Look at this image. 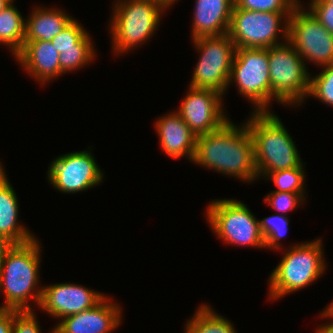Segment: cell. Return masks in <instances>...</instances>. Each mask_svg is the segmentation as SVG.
Instances as JSON below:
<instances>
[{
  "mask_svg": "<svg viewBox=\"0 0 333 333\" xmlns=\"http://www.w3.org/2000/svg\"><path fill=\"white\" fill-rule=\"evenodd\" d=\"M192 163L249 184L258 180L251 133L242 121H227L214 132L196 137Z\"/></svg>",
  "mask_w": 333,
  "mask_h": 333,
  "instance_id": "obj_1",
  "label": "cell"
},
{
  "mask_svg": "<svg viewBox=\"0 0 333 333\" xmlns=\"http://www.w3.org/2000/svg\"><path fill=\"white\" fill-rule=\"evenodd\" d=\"M41 248V241L35 237L7 250L0 262V295L5 299L0 308L23 311L39 306L43 288L39 275Z\"/></svg>",
  "mask_w": 333,
  "mask_h": 333,
  "instance_id": "obj_2",
  "label": "cell"
},
{
  "mask_svg": "<svg viewBox=\"0 0 333 333\" xmlns=\"http://www.w3.org/2000/svg\"><path fill=\"white\" fill-rule=\"evenodd\" d=\"M249 114L243 122L253 139L258 180L271 172L305 167L296 142L276 113L264 111Z\"/></svg>",
  "mask_w": 333,
  "mask_h": 333,
  "instance_id": "obj_3",
  "label": "cell"
},
{
  "mask_svg": "<svg viewBox=\"0 0 333 333\" xmlns=\"http://www.w3.org/2000/svg\"><path fill=\"white\" fill-rule=\"evenodd\" d=\"M322 238L291 244L283 250L278 265L268 276V294L270 301L300 291L312 285L325 275L327 262Z\"/></svg>",
  "mask_w": 333,
  "mask_h": 333,
  "instance_id": "obj_4",
  "label": "cell"
},
{
  "mask_svg": "<svg viewBox=\"0 0 333 333\" xmlns=\"http://www.w3.org/2000/svg\"><path fill=\"white\" fill-rule=\"evenodd\" d=\"M114 1L107 29L111 35V49L118 57L147 44L158 31L166 10L153 0Z\"/></svg>",
  "mask_w": 333,
  "mask_h": 333,
  "instance_id": "obj_5",
  "label": "cell"
},
{
  "mask_svg": "<svg viewBox=\"0 0 333 333\" xmlns=\"http://www.w3.org/2000/svg\"><path fill=\"white\" fill-rule=\"evenodd\" d=\"M271 104L300 107L308 99L310 75L304 60L293 45L286 42L268 48Z\"/></svg>",
  "mask_w": 333,
  "mask_h": 333,
  "instance_id": "obj_6",
  "label": "cell"
},
{
  "mask_svg": "<svg viewBox=\"0 0 333 333\" xmlns=\"http://www.w3.org/2000/svg\"><path fill=\"white\" fill-rule=\"evenodd\" d=\"M205 209V219L212 233L225 245L265 249L259 219L243 201L217 198Z\"/></svg>",
  "mask_w": 333,
  "mask_h": 333,
  "instance_id": "obj_7",
  "label": "cell"
},
{
  "mask_svg": "<svg viewBox=\"0 0 333 333\" xmlns=\"http://www.w3.org/2000/svg\"><path fill=\"white\" fill-rule=\"evenodd\" d=\"M191 41L195 48L194 52L199 55L188 86L227 94L236 52V46L228 33L199 37Z\"/></svg>",
  "mask_w": 333,
  "mask_h": 333,
  "instance_id": "obj_8",
  "label": "cell"
},
{
  "mask_svg": "<svg viewBox=\"0 0 333 333\" xmlns=\"http://www.w3.org/2000/svg\"><path fill=\"white\" fill-rule=\"evenodd\" d=\"M233 83L252 104V112L272 111L268 48L236 49L228 89Z\"/></svg>",
  "mask_w": 333,
  "mask_h": 333,
  "instance_id": "obj_9",
  "label": "cell"
},
{
  "mask_svg": "<svg viewBox=\"0 0 333 333\" xmlns=\"http://www.w3.org/2000/svg\"><path fill=\"white\" fill-rule=\"evenodd\" d=\"M291 14L233 7L228 35L236 49L271 48L288 40V19Z\"/></svg>",
  "mask_w": 333,
  "mask_h": 333,
  "instance_id": "obj_10",
  "label": "cell"
},
{
  "mask_svg": "<svg viewBox=\"0 0 333 333\" xmlns=\"http://www.w3.org/2000/svg\"><path fill=\"white\" fill-rule=\"evenodd\" d=\"M303 3L300 1L288 19V41L306 66L308 62L317 68L333 64V34L305 9Z\"/></svg>",
  "mask_w": 333,
  "mask_h": 333,
  "instance_id": "obj_11",
  "label": "cell"
},
{
  "mask_svg": "<svg viewBox=\"0 0 333 333\" xmlns=\"http://www.w3.org/2000/svg\"><path fill=\"white\" fill-rule=\"evenodd\" d=\"M90 146L56 156L48 165L47 180L52 188L64 194L86 192L98 187L104 179Z\"/></svg>",
  "mask_w": 333,
  "mask_h": 333,
  "instance_id": "obj_12",
  "label": "cell"
},
{
  "mask_svg": "<svg viewBox=\"0 0 333 333\" xmlns=\"http://www.w3.org/2000/svg\"><path fill=\"white\" fill-rule=\"evenodd\" d=\"M188 88L176 111L196 137L216 131L230 120L223 94L212 89Z\"/></svg>",
  "mask_w": 333,
  "mask_h": 333,
  "instance_id": "obj_13",
  "label": "cell"
},
{
  "mask_svg": "<svg viewBox=\"0 0 333 333\" xmlns=\"http://www.w3.org/2000/svg\"><path fill=\"white\" fill-rule=\"evenodd\" d=\"M106 296L105 293L81 284L70 282L46 284L42 288L38 308L60 321L67 316L92 309Z\"/></svg>",
  "mask_w": 333,
  "mask_h": 333,
  "instance_id": "obj_14",
  "label": "cell"
},
{
  "mask_svg": "<svg viewBox=\"0 0 333 333\" xmlns=\"http://www.w3.org/2000/svg\"><path fill=\"white\" fill-rule=\"evenodd\" d=\"M106 296L92 309L61 319L48 333H111L122 324L123 309Z\"/></svg>",
  "mask_w": 333,
  "mask_h": 333,
  "instance_id": "obj_15",
  "label": "cell"
},
{
  "mask_svg": "<svg viewBox=\"0 0 333 333\" xmlns=\"http://www.w3.org/2000/svg\"><path fill=\"white\" fill-rule=\"evenodd\" d=\"M14 59L41 86L65 75L60 69L59 52L51 41H24L23 48Z\"/></svg>",
  "mask_w": 333,
  "mask_h": 333,
  "instance_id": "obj_16",
  "label": "cell"
},
{
  "mask_svg": "<svg viewBox=\"0 0 333 333\" xmlns=\"http://www.w3.org/2000/svg\"><path fill=\"white\" fill-rule=\"evenodd\" d=\"M154 123L159 146L162 152L170 158H184L192 162L196 135L189 129L179 113L174 110L162 115Z\"/></svg>",
  "mask_w": 333,
  "mask_h": 333,
  "instance_id": "obj_17",
  "label": "cell"
},
{
  "mask_svg": "<svg viewBox=\"0 0 333 333\" xmlns=\"http://www.w3.org/2000/svg\"><path fill=\"white\" fill-rule=\"evenodd\" d=\"M234 0H195L191 40L228 33Z\"/></svg>",
  "mask_w": 333,
  "mask_h": 333,
  "instance_id": "obj_18",
  "label": "cell"
},
{
  "mask_svg": "<svg viewBox=\"0 0 333 333\" xmlns=\"http://www.w3.org/2000/svg\"><path fill=\"white\" fill-rule=\"evenodd\" d=\"M5 170L0 161V235L12 244L27 243L36 236L18 220L20 216L18 196Z\"/></svg>",
  "mask_w": 333,
  "mask_h": 333,
  "instance_id": "obj_19",
  "label": "cell"
},
{
  "mask_svg": "<svg viewBox=\"0 0 333 333\" xmlns=\"http://www.w3.org/2000/svg\"><path fill=\"white\" fill-rule=\"evenodd\" d=\"M30 14L25 18L24 41H51L73 19L65 10L52 6H33Z\"/></svg>",
  "mask_w": 333,
  "mask_h": 333,
  "instance_id": "obj_20",
  "label": "cell"
},
{
  "mask_svg": "<svg viewBox=\"0 0 333 333\" xmlns=\"http://www.w3.org/2000/svg\"><path fill=\"white\" fill-rule=\"evenodd\" d=\"M218 314L209 304H200L184 324L183 333H237L232 321Z\"/></svg>",
  "mask_w": 333,
  "mask_h": 333,
  "instance_id": "obj_21",
  "label": "cell"
},
{
  "mask_svg": "<svg viewBox=\"0 0 333 333\" xmlns=\"http://www.w3.org/2000/svg\"><path fill=\"white\" fill-rule=\"evenodd\" d=\"M14 1L0 13V45H5L14 57L21 51L25 38V18Z\"/></svg>",
  "mask_w": 333,
  "mask_h": 333,
  "instance_id": "obj_22",
  "label": "cell"
},
{
  "mask_svg": "<svg viewBox=\"0 0 333 333\" xmlns=\"http://www.w3.org/2000/svg\"><path fill=\"white\" fill-rule=\"evenodd\" d=\"M92 35L74 18L51 42L59 54L68 49H95Z\"/></svg>",
  "mask_w": 333,
  "mask_h": 333,
  "instance_id": "obj_23",
  "label": "cell"
},
{
  "mask_svg": "<svg viewBox=\"0 0 333 333\" xmlns=\"http://www.w3.org/2000/svg\"><path fill=\"white\" fill-rule=\"evenodd\" d=\"M289 217L284 214L275 213L271 216L262 218L259 220L261 234L264 238L265 249L281 250L284 247L281 245V241L288 233L289 229Z\"/></svg>",
  "mask_w": 333,
  "mask_h": 333,
  "instance_id": "obj_24",
  "label": "cell"
},
{
  "mask_svg": "<svg viewBox=\"0 0 333 333\" xmlns=\"http://www.w3.org/2000/svg\"><path fill=\"white\" fill-rule=\"evenodd\" d=\"M305 167L279 170L267 174L263 180H271L279 192L307 193Z\"/></svg>",
  "mask_w": 333,
  "mask_h": 333,
  "instance_id": "obj_25",
  "label": "cell"
},
{
  "mask_svg": "<svg viewBox=\"0 0 333 333\" xmlns=\"http://www.w3.org/2000/svg\"><path fill=\"white\" fill-rule=\"evenodd\" d=\"M320 69L318 74L310 75L308 98L311 96L333 108V64Z\"/></svg>",
  "mask_w": 333,
  "mask_h": 333,
  "instance_id": "obj_26",
  "label": "cell"
},
{
  "mask_svg": "<svg viewBox=\"0 0 333 333\" xmlns=\"http://www.w3.org/2000/svg\"><path fill=\"white\" fill-rule=\"evenodd\" d=\"M307 193H290V192H279L270 191L268 195L264 196V203H267L271 209L276 211L275 213L288 215L287 212L303 207L306 205L305 201ZM304 203V204H303Z\"/></svg>",
  "mask_w": 333,
  "mask_h": 333,
  "instance_id": "obj_27",
  "label": "cell"
},
{
  "mask_svg": "<svg viewBox=\"0 0 333 333\" xmlns=\"http://www.w3.org/2000/svg\"><path fill=\"white\" fill-rule=\"evenodd\" d=\"M301 0H234V7L256 12L292 13Z\"/></svg>",
  "mask_w": 333,
  "mask_h": 333,
  "instance_id": "obj_28",
  "label": "cell"
},
{
  "mask_svg": "<svg viewBox=\"0 0 333 333\" xmlns=\"http://www.w3.org/2000/svg\"><path fill=\"white\" fill-rule=\"evenodd\" d=\"M96 51V49L62 50V53L59 54L61 71L65 74L79 71L86 65L89 67V64L93 63L97 57Z\"/></svg>",
  "mask_w": 333,
  "mask_h": 333,
  "instance_id": "obj_29",
  "label": "cell"
},
{
  "mask_svg": "<svg viewBox=\"0 0 333 333\" xmlns=\"http://www.w3.org/2000/svg\"><path fill=\"white\" fill-rule=\"evenodd\" d=\"M35 312V310L14 309L11 333H43Z\"/></svg>",
  "mask_w": 333,
  "mask_h": 333,
  "instance_id": "obj_30",
  "label": "cell"
},
{
  "mask_svg": "<svg viewBox=\"0 0 333 333\" xmlns=\"http://www.w3.org/2000/svg\"><path fill=\"white\" fill-rule=\"evenodd\" d=\"M314 17L333 34V3L325 1H310L304 4Z\"/></svg>",
  "mask_w": 333,
  "mask_h": 333,
  "instance_id": "obj_31",
  "label": "cell"
},
{
  "mask_svg": "<svg viewBox=\"0 0 333 333\" xmlns=\"http://www.w3.org/2000/svg\"><path fill=\"white\" fill-rule=\"evenodd\" d=\"M14 309L0 308V333H11Z\"/></svg>",
  "mask_w": 333,
  "mask_h": 333,
  "instance_id": "obj_32",
  "label": "cell"
},
{
  "mask_svg": "<svg viewBox=\"0 0 333 333\" xmlns=\"http://www.w3.org/2000/svg\"><path fill=\"white\" fill-rule=\"evenodd\" d=\"M321 319H329L331 321H326L327 323H322L318 325L315 329V333H333V320L330 319L323 311L318 315Z\"/></svg>",
  "mask_w": 333,
  "mask_h": 333,
  "instance_id": "obj_33",
  "label": "cell"
},
{
  "mask_svg": "<svg viewBox=\"0 0 333 333\" xmlns=\"http://www.w3.org/2000/svg\"><path fill=\"white\" fill-rule=\"evenodd\" d=\"M13 244L7 240L5 237L0 235V262L5 256L7 250L12 246Z\"/></svg>",
  "mask_w": 333,
  "mask_h": 333,
  "instance_id": "obj_34",
  "label": "cell"
},
{
  "mask_svg": "<svg viewBox=\"0 0 333 333\" xmlns=\"http://www.w3.org/2000/svg\"><path fill=\"white\" fill-rule=\"evenodd\" d=\"M155 3H158L160 6H162L166 12L170 7L172 8L179 0H153Z\"/></svg>",
  "mask_w": 333,
  "mask_h": 333,
  "instance_id": "obj_35",
  "label": "cell"
},
{
  "mask_svg": "<svg viewBox=\"0 0 333 333\" xmlns=\"http://www.w3.org/2000/svg\"><path fill=\"white\" fill-rule=\"evenodd\" d=\"M322 311L330 318L333 320V300L332 302L328 305L327 307H325L324 309H322Z\"/></svg>",
  "mask_w": 333,
  "mask_h": 333,
  "instance_id": "obj_36",
  "label": "cell"
},
{
  "mask_svg": "<svg viewBox=\"0 0 333 333\" xmlns=\"http://www.w3.org/2000/svg\"><path fill=\"white\" fill-rule=\"evenodd\" d=\"M12 2V0H0V13Z\"/></svg>",
  "mask_w": 333,
  "mask_h": 333,
  "instance_id": "obj_37",
  "label": "cell"
},
{
  "mask_svg": "<svg viewBox=\"0 0 333 333\" xmlns=\"http://www.w3.org/2000/svg\"><path fill=\"white\" fill-rule=\"evenodd\" d=\"M310 1H325V2H331V3H333V0H310Z\"/></svg>",
  "mask_w": 333,
  "mask_h": 333,
  "instance_id": "obj_38",
  "label": "cell"
}]
</instances>
